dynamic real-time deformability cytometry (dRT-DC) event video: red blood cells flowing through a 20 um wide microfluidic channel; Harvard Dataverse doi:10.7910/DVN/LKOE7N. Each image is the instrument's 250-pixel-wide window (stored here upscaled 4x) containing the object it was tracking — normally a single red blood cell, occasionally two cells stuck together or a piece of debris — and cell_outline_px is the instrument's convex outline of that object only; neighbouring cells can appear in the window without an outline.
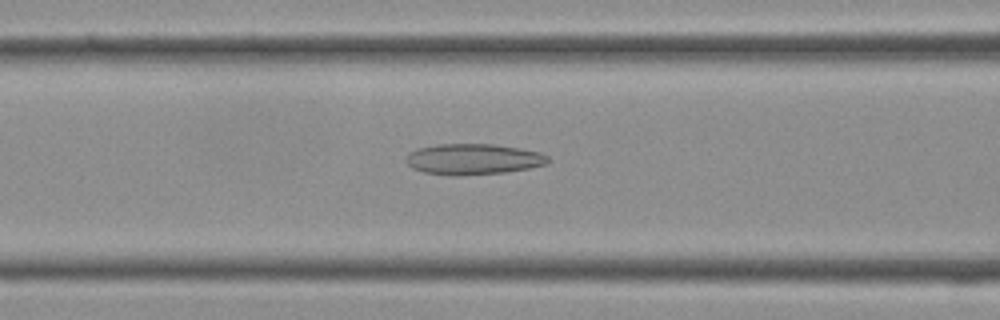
{"species": "Egyptian fruit bat (a non-hibernating species)", "species_latin": "Rousettus aegyptiacus", "temperature_condition": "cold", "stored_images_in_passage": 37, "camera_frame_rate_fps": 3000, "um_per_image_px": 0.085, "frame": {"image": 1, "passage_image": 15, "time_ms": 4.667, "image_size_px": [1000, 320], "cell_outline_px": [[548, 164], [528, 168], [504, 172], [460, 176], [448, 176], [424, 172], [412, 168], [404, 160], [404, 156], [408, 152], [416, 148], [436, 144], [492, 144], [520, 148], [540, 152], [548, 156]], "centroid_in_image_um": [40.16, 13.53], "position_along_channel_um": 126.4, "area_um2": 25.84}}
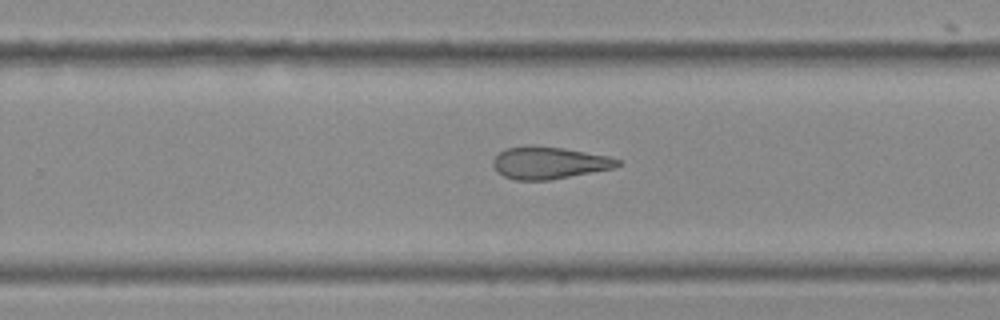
{"frame": {"image": 2, "passage_image": 24, "time_ms": 7.667, "image_size_px": [1000, 320], "cell_outline_px": [[620, 164], [612, 168], [548, 180], [516, 180], [504, 176], [496, 172], [492, 164], [492, 160], [504, 148], [532, 144], [564, 148], [608, 156], [620, 160]], "centroid_in_image_um": [46.6, 13.82], "position_along_channel_um": 283.2, "area_um2": 23.35}}
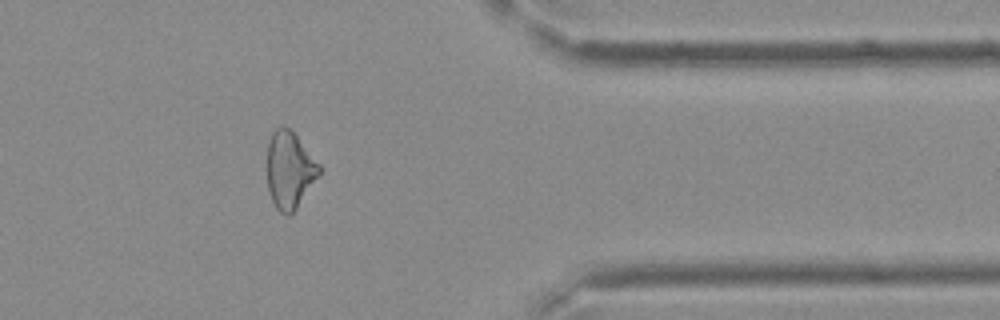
{"frame": {"image": 3, "passage_image": 31, "time_ms": 10.0, "image_size_px": [1000, 320], "cell_outline_px": [[320, 172], [296, 208], [288, 216], [280, 212], [276, 208], [272, 200], [268, 188], [268, 140], [272, 132], [280, 124], [284, 124], [296, 136], [320, 164]], "centroid_in_image_um": [24.59, 14.42], "position_along_channel_um": 386.8, "area_um2": 22.95}}